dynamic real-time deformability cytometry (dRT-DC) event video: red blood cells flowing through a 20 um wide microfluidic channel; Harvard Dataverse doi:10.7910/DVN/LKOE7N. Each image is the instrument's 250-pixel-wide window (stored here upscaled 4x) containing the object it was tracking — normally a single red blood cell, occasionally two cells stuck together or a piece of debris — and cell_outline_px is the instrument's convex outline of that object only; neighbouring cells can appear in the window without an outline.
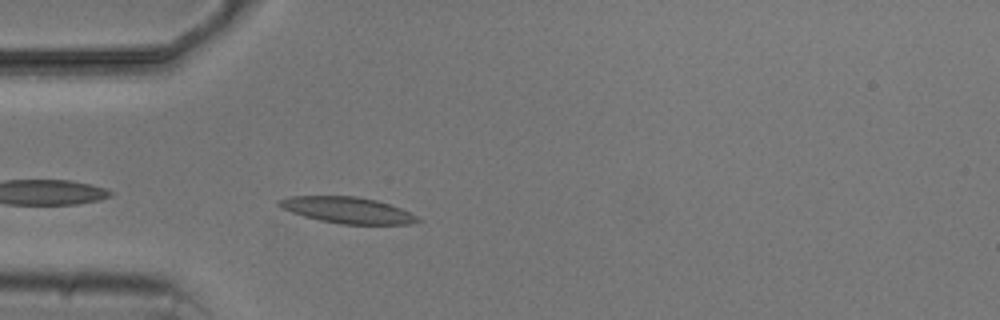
{"species": "common noctule bat (a hibernating species)", "species_latin": "Nyctalus noctula", "temperature_condition": "cold", "stored_images_in_passage": 4, "camera_frame_rate_fps": 3000, "um_per_image_px": 0.085, "animal": {"sex": "male", "body_mass_g": 20.5, "forearm_length_mm": 52.5}, "frame": {"image": 1, "passage_image": 4, "time_ms": 3.333, "image_size_px": [1000, 320], "cell_outline_px": [[424, 220], [408, 224], [340, 224], [320, 220], [304, 216], [280, 208], [276, 204], [276, 200], [292, 196], [356, 196], [376, 200], [400, 208]], "centroid_in_image_um": [29.49, 17.86], "position_along_channel_um": 55.5, "area_um2": 21.1}}